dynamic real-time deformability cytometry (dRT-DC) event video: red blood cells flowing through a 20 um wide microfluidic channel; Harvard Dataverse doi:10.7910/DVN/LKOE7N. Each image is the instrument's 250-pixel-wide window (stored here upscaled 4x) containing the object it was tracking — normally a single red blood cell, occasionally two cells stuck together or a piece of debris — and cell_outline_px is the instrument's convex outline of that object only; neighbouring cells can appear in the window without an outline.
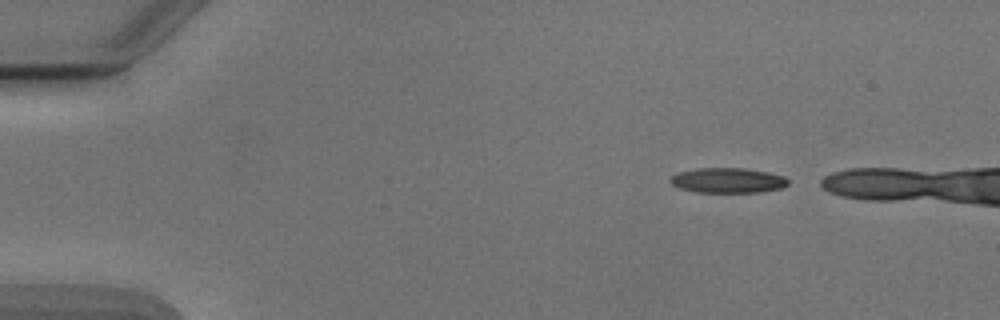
{"species": "Egyptian fruit bat (a non-hibernating species)", "species_latin": "Rousettus aegyptiacus", "temperature_condition": "cold", "stored_images_in_passage": 3, "camera_frame_rate_fps": 3000, "um_per_image_px": 0.085, "animal": {"sex": "male"}, "frame": {"image": 1, "passage_image": 1, "time_ms": 0.0, "image_size_px": [1000, 320], "cell_outline_px": [[788, 184], [780, 188], [760, 192], [696, 192], [680, 188], [672, 184], [668, 180], [676, 172], [696, 168], [744, 168], [768, 172], [784, 176], [788, 180]], "centroid_in_image_um": [61.83, 15.32], "position_along_channel_um": 23.2, "area_um2": 17.22}}